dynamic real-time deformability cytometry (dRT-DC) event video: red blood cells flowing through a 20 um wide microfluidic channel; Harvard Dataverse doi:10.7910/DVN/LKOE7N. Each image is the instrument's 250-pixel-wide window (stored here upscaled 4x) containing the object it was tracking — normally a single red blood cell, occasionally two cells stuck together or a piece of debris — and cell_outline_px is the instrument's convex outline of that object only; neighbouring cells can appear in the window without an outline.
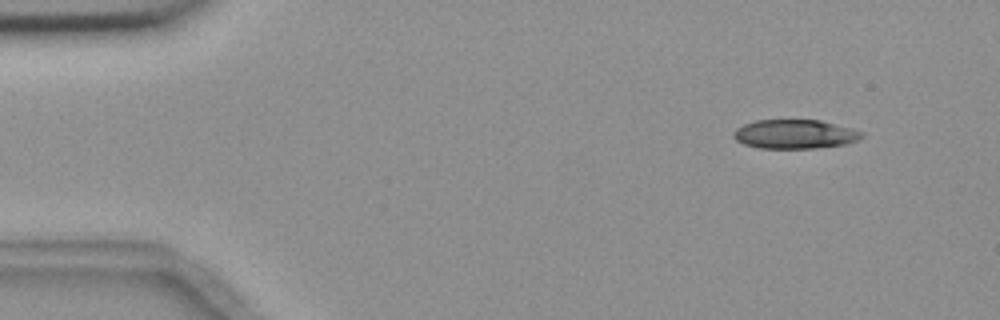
{"species": "common noctule bat (a hibernating species)", "species_latin": "Nyctalus noctula", "temperature_condition": "room temperature", "stored_images_in_passage": 2, "camera_frame_rate_fps": 3000, "um_per_image_px": 0.085, "animal": {"sex": "female", "body_mass_g": 18.4}, "frame": {"image": 1, "passage_image": 2, "time_ms": 1.0, "image_size_px": [1000, 320], "cell_outline_px": [[864, 136], [860, 140], [844, 144], [812, 148], [760, 148], [744, 144], [736, 140], [732, 136], [732, 132], [736, 128], [744, 124], [756, 120], [820, 120], [852, 128], [864, 132]], "centroid_in_image_um": [67.57, 11.4], "position_along_channel_um": 17.4, "area_um2": 21.79}}